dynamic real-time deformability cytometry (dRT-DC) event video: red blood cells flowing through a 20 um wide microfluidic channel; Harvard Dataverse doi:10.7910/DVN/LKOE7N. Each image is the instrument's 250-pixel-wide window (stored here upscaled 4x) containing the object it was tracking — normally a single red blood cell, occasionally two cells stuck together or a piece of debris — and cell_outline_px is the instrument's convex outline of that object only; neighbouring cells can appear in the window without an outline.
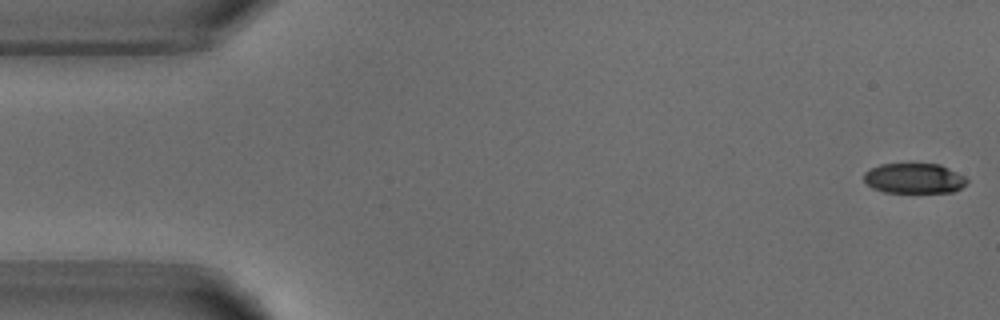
{"species": "common noctule bat (a hibernating species)", "species_latin": "Nyctalus noctula", "temperature_condition": "warm", "stored_images_in_passage": 22, "camera_frame_rate_fps": 3000, "um_per_image_px": 0.085, "animal": {"sex": "male", "body_mass_g": 18.8}, "frame": {"image": 1, "passage_image": 1, "time_ms": 0.0, "image_size_px": [1000, 320], "cell_outline_px": [[968, 180], [960, 188], [952, 192], [884, 192], [872, 188], [864, 180], [864, 172], [880, 164], [940, 164], [964, 176]], "centroid_in_image_um": [77.68, 15.16], "position_along_channel_um": 7.3, "area_um2": 17.92}}
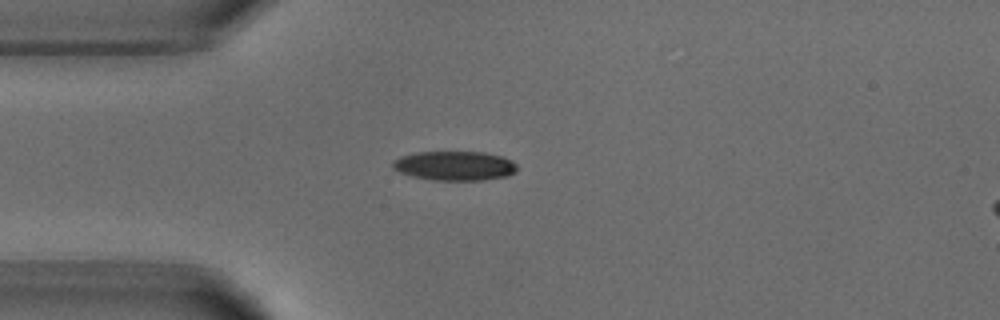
{"frame": {"image": 2, "passage_image": 13, "time_ms": 4.0, "image_size_px": [1000, 320], "cell_outline_px": [[516, 172], [508, 176], [484, 180], [432, 180], [412, 176], [400, 172], [392, 168], [392, 160], [400, 156], [416, 152], [484, 152], [500, 156], [512, 160], [516, 164]], "centroid_in_image_um": [38.63, 14.09], "position_along_channel_um": 46.4, "area_um2": 21.39}}
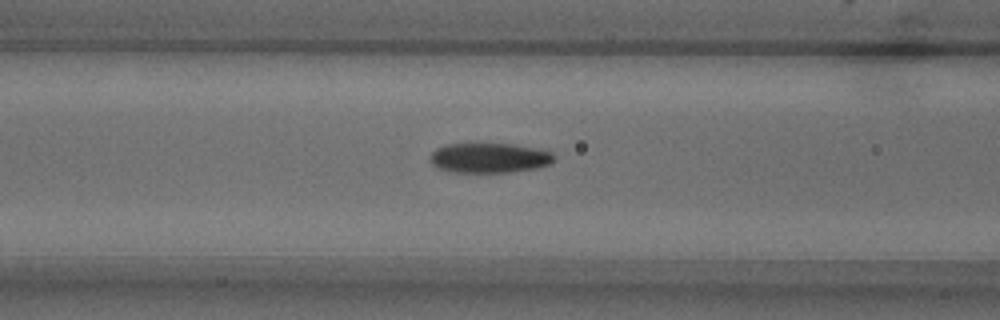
{"frame": {"image": 3, "passage_image": 20, "time_ms": 6.333, "image_size_px": [1000, 320], "cell_outline_px": [[556, 156], [548, 164], [536, 168], [508, 172], [452, 172], [436, 168], [432, 164], [432, 152], [436, 148], [448, 144], [512, 144], [540, 148], [552, 152]], "centroid_in_image_um": [41.61, 13.42], "position_along_channel_um": 125.0, "area_um2": 21.5}}